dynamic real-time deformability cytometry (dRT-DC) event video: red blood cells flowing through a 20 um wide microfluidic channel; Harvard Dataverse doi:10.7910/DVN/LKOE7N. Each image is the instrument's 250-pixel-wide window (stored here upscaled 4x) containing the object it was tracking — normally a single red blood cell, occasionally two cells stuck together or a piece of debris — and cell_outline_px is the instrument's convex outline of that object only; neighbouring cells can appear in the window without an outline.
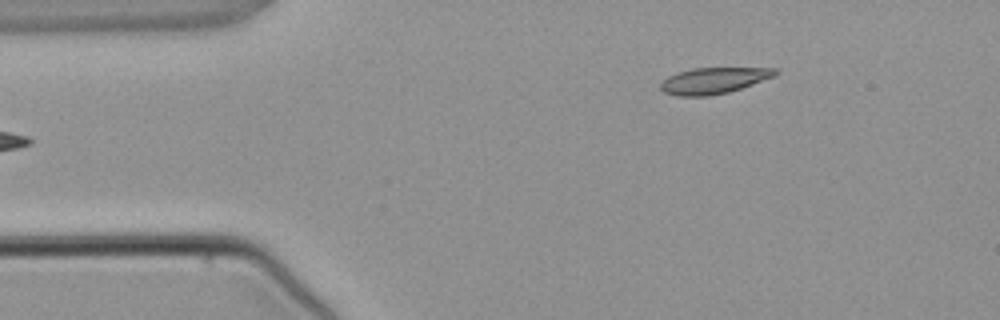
{"species": "common noctule bat (a hibernating species)", "species_latin": "Nyctalus noctula", "temperature_condition": "warm", "stored_images_in_passage": 2, "camera_frame_rate_fps": 3000, "um_per_image_px": 0.085, "animal": {"sex": "male", "body_mass_g": 21.5, "forearm_length_mm": 52.0}, "frame": {"image": 1, "passage_image": 1, "time_ms": 0.0, "image_size_px": [1000, 320], "cell_outline_px": [[780, 72], [776, 76], [728, 92], [708, 96], [676, 96], [664, 92], [660, 88], [660, 84], [668, 76], [692, 68], [776, 68]], "centroid_in_image_um": [60.68, 6.85], "position_along_channel_um": 24.3, "area_um2": 17.4}}
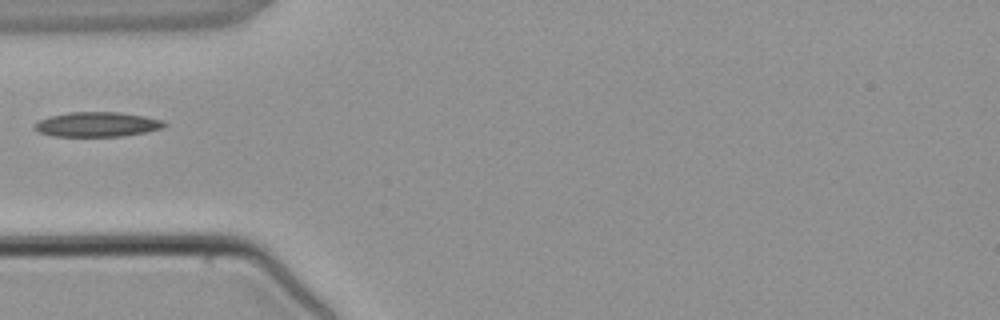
{"frame": {"image": 2, "passage_image": 2, "time_ms": 2.333, "image_size_px": [1000, 320], "cell_outline_px": [[168, 124], [164, 128], [124, 136], [52, 136], [40, 132], [32, 128], [32, 124], [48, 116], [68, 112], [120, 112], [144, 116], [164, 120]], "centroid_in_image_um": [8.25, 10.57], "position_along_channel_um": 76.7, "area_um2": 18.9}}